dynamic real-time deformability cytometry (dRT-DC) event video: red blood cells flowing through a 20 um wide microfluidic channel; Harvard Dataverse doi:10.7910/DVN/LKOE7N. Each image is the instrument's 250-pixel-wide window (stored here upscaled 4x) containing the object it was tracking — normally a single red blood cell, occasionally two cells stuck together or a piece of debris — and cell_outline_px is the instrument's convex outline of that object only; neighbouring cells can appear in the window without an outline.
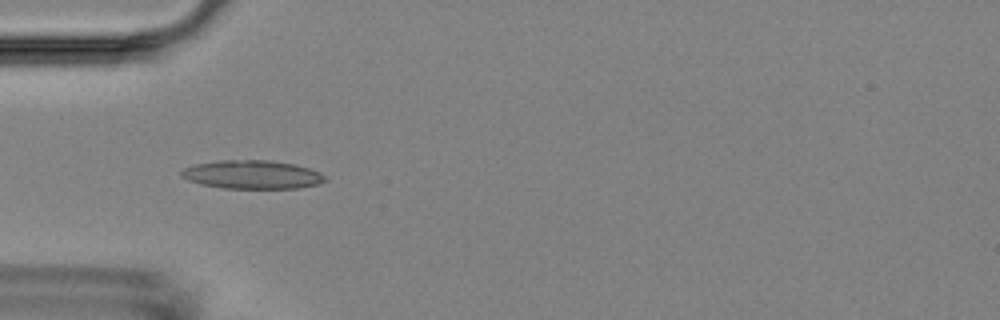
{"species": "Egyptian fruit bat (a non-hibernating species)", "species_latin": "Rousettus aegyptiacus", "temperature_condition": "room temperature", "stored_images_in_passage": 5, "camera_frame_rate_fps": 3000, "um_per_image_px": 0.085, "animal": {"sex": "female"}, "frame": {"image": 1, "passage_image": 4, "time_ms": 4.333, "image_size_px": [1000, 320], "cell_outline_px": [[328, 180], [320, 184], [300, 188], [224, 188], [200, 184], [188, 180], [180, 176], [180, 172], [184, 168], [196, 164], [220, 160], [268, 160], [296, 164], [320, 172]], "centroid_in_image_um": [21.46, 14.84], "position_along_channel_um": 63.5, "area_um2": 23.99}}